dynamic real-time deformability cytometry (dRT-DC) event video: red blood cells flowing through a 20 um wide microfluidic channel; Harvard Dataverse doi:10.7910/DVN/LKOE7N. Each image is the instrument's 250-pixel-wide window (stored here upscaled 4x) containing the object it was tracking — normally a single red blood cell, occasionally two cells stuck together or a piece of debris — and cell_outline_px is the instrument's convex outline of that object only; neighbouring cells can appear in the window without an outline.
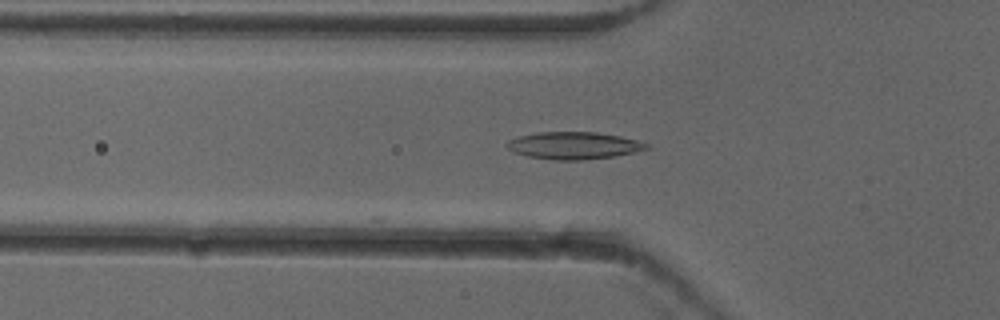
{"species": "common noctule bat (a hibernating species)", "species_latin": "Nyctalus noctula", "temperature_condition": "cold", "stored_images_in_passage": 10, "camera_frame_rate_fps": 3000, "um_per_image_px": 0.085, "animal": {"sex": "female"}, "frame": {"image": 1, "passage_image": 2, "time_ms": 0.333, "image_size_px": [1000, 320], "cell_outline_px": [[652, 148], [612, 156], [580, 160], [552, 160], [528, 156], [512, 152], [504, 144], [508, 140], [520, 136], [536, 132], [596, 132], [620, 136], [636, 140], [648, 144]], "centroid_in_image_um": [48.73, 12.36], "position_along_channel_um": 77.1, "area_um2": 22.08}}
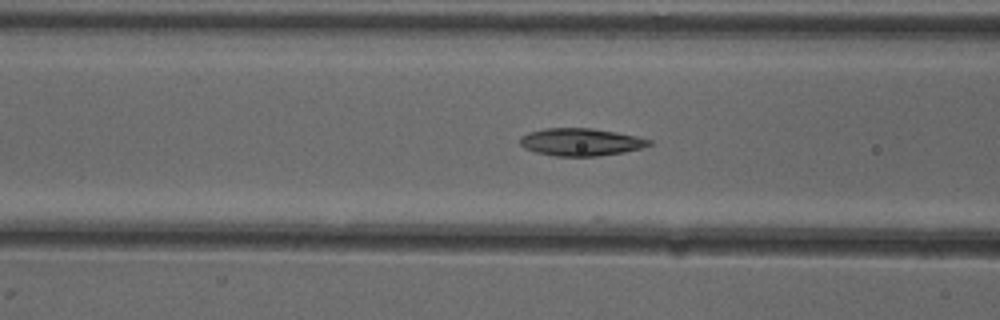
{"frame": {"image": 2, "passage_image": 5, "time_ms": 1.333, "image_size_px": [1000, 320], "cell_outline_px": [[652, 144], [640, 148], [624, 152], [600, 156], [556, 156], [536, 152], [524, 148], [520, 144], [520, 136], [528, 132], [544, 128], [592, 128], [616, 132], [636, 136], [652, 140]], "centroid_in_image_um": [49.35, 12.07], "position_along_channel_um": 117.2, "area_um2": 20.75}}
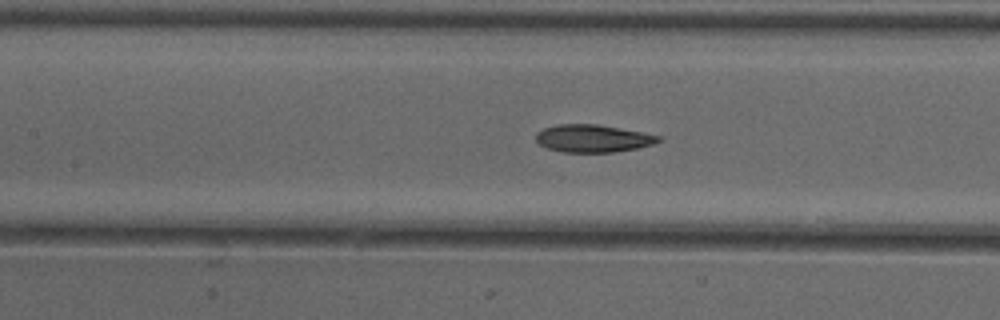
{"frame": {"image": 3, "passage_image": 8, "time_ms": 2.333, "image_size_px": [1000, 320], "cell_outline_px": [[664, 140], [652, 144], [636, 148], [612, 152], [564, 152], [548, 148], [540, 144], [536, 140], [536, 132], [544, 128], [556, 124], [596, 124], [620, 128], [660, 136]], "centroid_in_image_um": [50.38, 11.76], "position_along_channel_um": 157.0, "area_um2": 19.54}}